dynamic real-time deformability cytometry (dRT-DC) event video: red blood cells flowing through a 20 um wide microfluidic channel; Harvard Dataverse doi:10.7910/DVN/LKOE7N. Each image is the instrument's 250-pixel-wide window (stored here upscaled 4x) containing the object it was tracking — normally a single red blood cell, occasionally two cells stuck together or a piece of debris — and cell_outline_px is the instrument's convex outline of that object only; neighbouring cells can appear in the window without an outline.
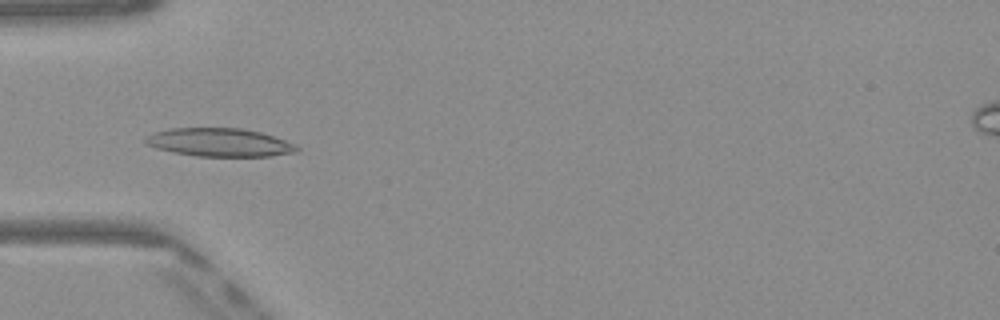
{"species": "Egyptian fruit bat (a non-hibernating species)", "species_latin": "Rousettus aegyptiacus", "temperature_condition": "warm", "stored_images_in_passage": 50, "camera_frame_rate_fps": 3000, "um_per_image_px": 0.085, "frame": {"image": 1, "passage_image": 16, "time_ms": 5.0, "image_size_px": [1000, 320], "cell_outline_px": [[300, 148], [296, 152], [272, 156], [196, 156], [172, 152], [156, 148], [148, 144], [144, 140], [152, 132], [172, 128], [240, 128], [260, 132], [296, 144]], "centroid_in_image_um": [18.66, 12.1], "position_along_channel_um": 66.3, "area_um2": 24.85}}
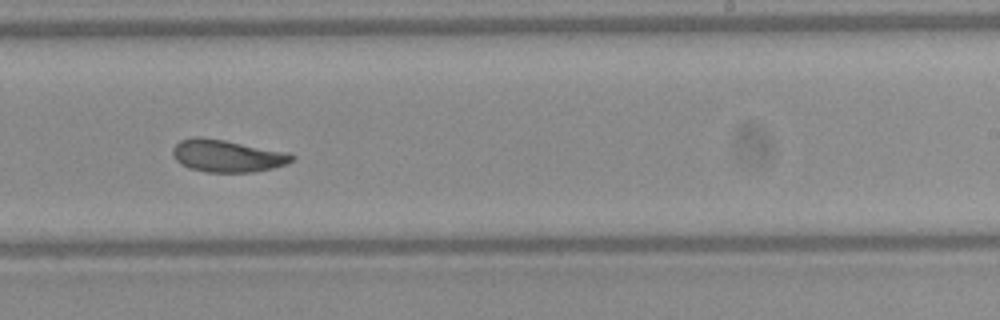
{"frame": {"image": 2, "passage_image": 31, "time_ms": 10.0, "image_size_px": [1000, 320], "cell_outline_px": [[296, 156], [288, 164], [272, 168], [252, 172], [208, 172], [188, 168], [180, 164], [172, 156], [172, 148], [180, 140], [196, 136], [200, 136], [224, 140], [288, 152]], "centroid_in_image_um": [19.29, 13.25], "position_along_channel_um": 269.7, "area_um2": 22.54}}
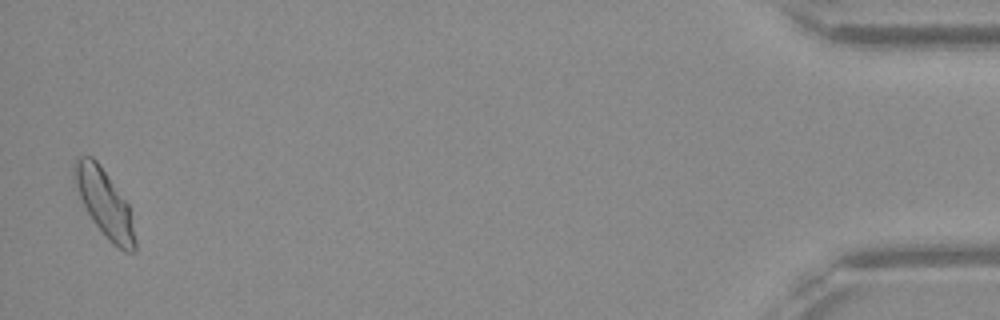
{"frame": {"image": 3, "passage_image": 49, "time_ms": 16.0, "image_size_px": [1000, 320], "cell_outline_px": [[136, 252], [124, 252], [112, 244], [108, 240], [96, 224], [88, 212], [72, 180], [72, 164], [80, 156], [92, 156], [100, 164], [128, 204], [136, 240]], "centroid_in_image_um": [8.87, 17.25], "position_along_channel_um": 426.3, "area_um2": 23.64}, "authors_computed_cell_mechanics": {"area_um2": 23.0911, "velocity_mm_per_s": 4.0654, "shape_relaxation_time_tau1_ms": 4.8318, "shape_relaxation_time_tau2_ms": 2.1431, "deformation_change_tau1": 0.1443, "deformation_change_tau2": 0.0721}}